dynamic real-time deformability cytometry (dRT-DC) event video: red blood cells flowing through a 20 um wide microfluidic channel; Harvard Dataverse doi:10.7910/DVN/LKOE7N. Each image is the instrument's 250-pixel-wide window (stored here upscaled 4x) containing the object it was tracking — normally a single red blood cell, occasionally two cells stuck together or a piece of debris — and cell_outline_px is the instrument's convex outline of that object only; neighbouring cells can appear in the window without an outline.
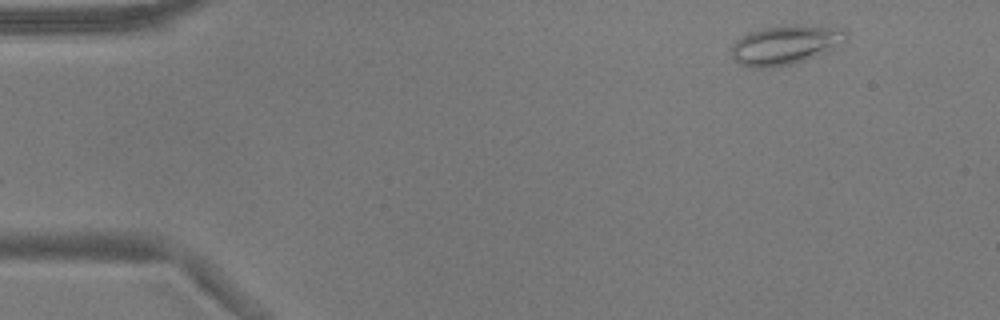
{"species": "common noctule bat (a hibernating species)", "species_latin": "Nyctalus noctula", "temperature_condition": "warm", "stored_images_in_passage": 48, "camera_frame_rate_fps": 3000, "um_per_image_px": 0.085, "animal": {"sex": "male", "body_mass_g": 17.9}, "frame": {"image": 1, "passage_image": 1, "time_ms": 0.0, "image_size_px": [1000, 320], "cell_outline_px": [[848, 40], [804, 60], [788, 64], [764, 68], [752, 68], [740, 64], [732, 56], [732, 48], [736, 40], [748, 32], [764, 28], [844, 28], [848, 32]], "centroid_in_image_um": [66.69, 3.86], "position_along_channel_um": 18.3, "area_um2": 24.68}}
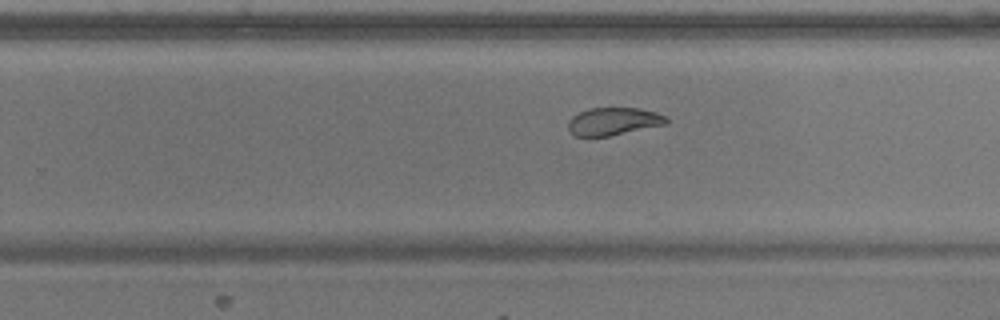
{"frame": {"image": 2, "passage_image": 29, "time_ms": 9.333, "image_size_px": [1000, 320], "cell_outline_px": [[668, 124], [608, 136], [576, 136], [568, 128], [568, 120], [572, 116], [588, 108], [640, 108], [656, 112], [664, 116], [668, 120]], "centroid_in_image_um": [52.15, 10.31], "position_along_channel_um": 277.7, "area_um2": 15.78}}
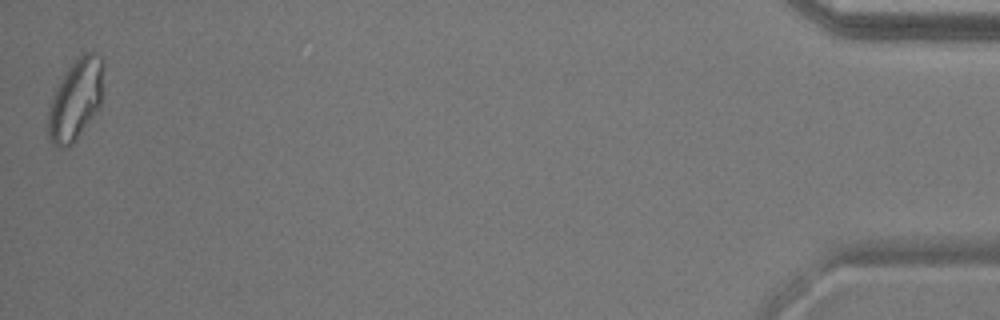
{"frame": {"image": 3, "passage_image": 48, "time_ms": 15.667, "image_size_px": [1000, 320], "cell_outline_px": [[104, 64], [100, 108], [76, 140], [68, 148], [60, 148], [52, 144], [48, 140], [48, 112], [56, 88], [60, 80], [76, 56], [84, 52], [92, 52], [100, 56], [104, 60]], "centroid_in_image_um": [6.44, 8.47], "position_along_channel_um": 428.8, "area_um2": 26.41}, "authors_computed_cell_mechanics": {"area_um2": 19.6231, "velocity_mm_per_s": 3.8183, "shape_relaxation_time_tau1_ms": null, "shape_relaxation_time_tau2_ms": 1.7974, "deformation_change_tau1": null, "deformation_change_tau2": 0.0686}}